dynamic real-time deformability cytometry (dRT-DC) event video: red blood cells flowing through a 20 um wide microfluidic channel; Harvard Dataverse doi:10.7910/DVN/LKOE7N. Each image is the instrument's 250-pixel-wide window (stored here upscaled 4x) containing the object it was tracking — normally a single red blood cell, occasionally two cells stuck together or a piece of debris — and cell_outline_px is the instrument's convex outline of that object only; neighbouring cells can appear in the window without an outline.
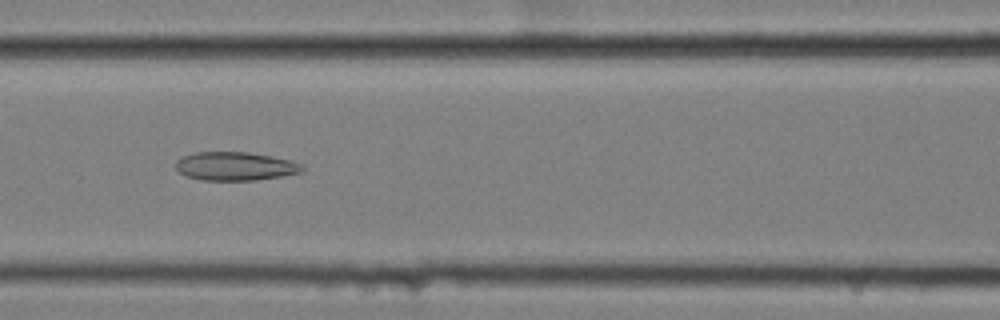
{"species": "common noctule bat (a hibernating species)", "species_latin": "Nyctalus noctula", "temperature_condition": "cold", "stored_images_in_passage": 57, "camera_frame_rate_fps": 3000, "um_per_image_px": 0.085, "animal": {"sex": "female", "body_mass_g": 25.1}, "frame": {"image": 1, "passage_image": 24, "time_ms": 7.667, "image_size_px": [1000, 320], "cell_outline_px": [[304, 172], [256, 180], [200, 180], [188, 176], [180, 172], [176, 168], [176, 160], [184, 156], [196, 152], [248, 152], [288, 160], [300, 164], [304, 168]], "centroid_in_image_um": [19.98, 14.13], "position_along_channel_um": 146.6, "area_um2": 20.75}}
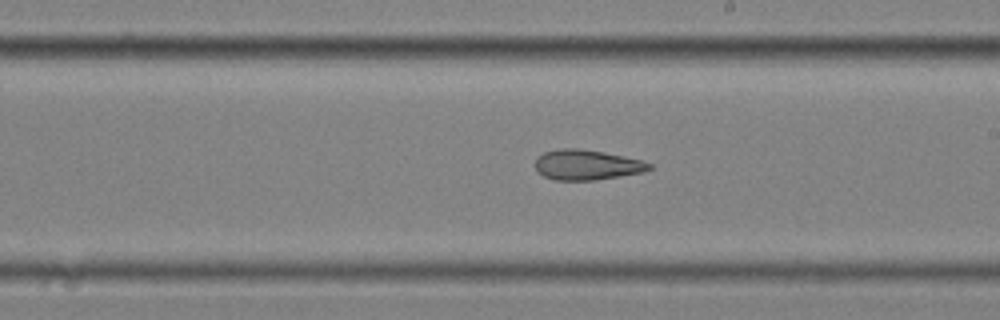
{"frame": {"image": 2, "passage_image": 32, "time_ms": 10.333, "image_size_px": [1000, 320], "cell_outline_px": [[652, 168], [644, 172], [596, 180], [556, 180], [544, 176], [536, 168], [536, 160], [544, 152], [560, 148], [576, 148], [604, 152], [624, 156], [640, 160], [652, 164]], "centroid_in_image_um": [49.91, 14.01], "position_along_channel_um": 239.1, "area_um2": 19.88}}
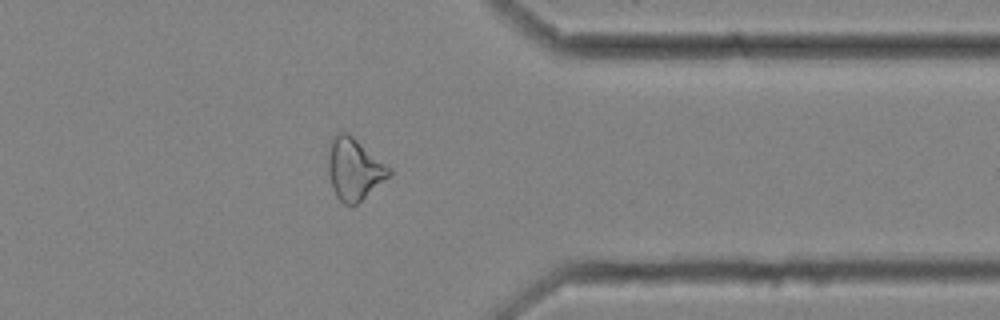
{"frame": {"image": 3, "passage_image": 45, "time_ms": 14.667, "image_size_px": [1000, 320], "cell_outline_px": [[392, 176], [352, 208], [344, 204], [336, 196], [328, 172], [328, 140], [336, 132], [348, 132], [392, 168]], "centroid_in_image_um": [30.12, 14.36], "position_along_channel_um": 381.3, "area_um2": 22.6}, "authors_computed_cell_mechanics": {"area_um2": 23.2356, "velocity_mm_per_s": 3.473, "shape_relaxation_time_tau1_ms": null, "shape_relaxation_time_tau2_ms": 5.0346, "deformation_change_tau1": null, "deformation_change_tau2": 0.1421}}